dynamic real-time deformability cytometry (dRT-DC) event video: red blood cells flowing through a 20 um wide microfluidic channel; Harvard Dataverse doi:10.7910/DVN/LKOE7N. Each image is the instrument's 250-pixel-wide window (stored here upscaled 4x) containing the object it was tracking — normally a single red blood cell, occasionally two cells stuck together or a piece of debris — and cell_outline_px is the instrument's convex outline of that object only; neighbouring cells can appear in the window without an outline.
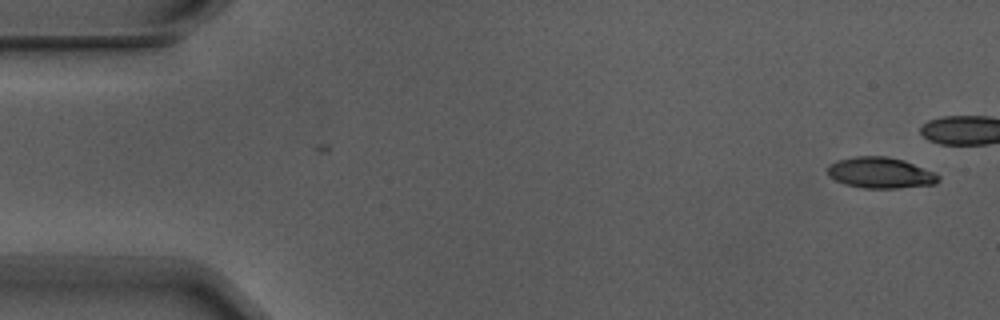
{"species": "Egyptian fruit bat (a non-hibernating species)", "species_latin": "Rousettus aegyptiacus", "temperature_condition": "warm", "stored_images_in_passage": 6, "camera_frame_rate_fps": 3000, "um_per_image_px": 0.085, "animal": {"sex": "male"}, "frame": {"image": 1, "passage_image": 1, "time_ms": 0.0, "image_size_px": [1000, 320], "cell_outline_px": [[940, 180], [936, 184], [896, 188], [864, 188], [844, 184], [828, 176], [828, 168], [836, 160], [856, 156], [888, 156], [904, 160], [936, 172], [940, 176]], "centroid_in_image_um": [74.88, 14.68], "position_along_channel_um": 10.1, "area_um2": 20.11}}